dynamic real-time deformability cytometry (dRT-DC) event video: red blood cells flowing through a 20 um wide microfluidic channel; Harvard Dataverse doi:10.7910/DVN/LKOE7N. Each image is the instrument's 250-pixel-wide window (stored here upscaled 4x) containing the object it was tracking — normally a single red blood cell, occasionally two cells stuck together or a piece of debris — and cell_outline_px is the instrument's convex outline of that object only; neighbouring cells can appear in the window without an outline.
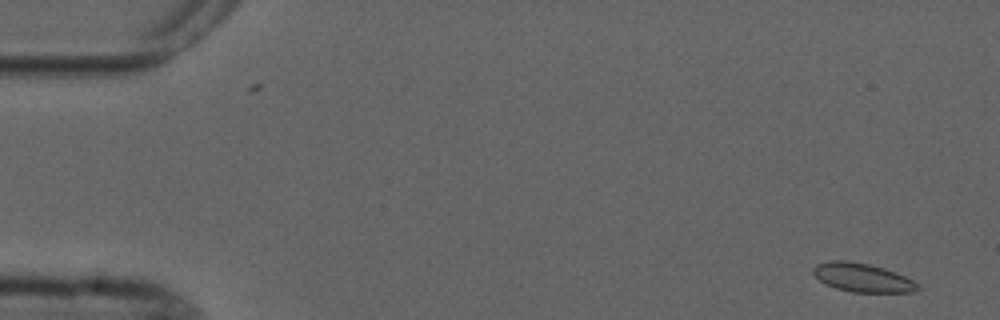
{"species": "common noctule bat (a hibernating species)", "species_latin": "Nyctalus noctula", "temperature_condition": "cold", "stored_images_in_passage": 7, "camera_frame_rate_fps": 3000, "um_per_image_px": 0.085, "animal": {"sex": "male", "forearm_length_mm": 52.5}, "frame": {"image": 1, "passage_image": 1, "time_ms": 0.0, "image_size_px": [1000, 320], "cell_outline_px": [[920, 288], [916, 292], [852, 292], [836, 288], [820, 280], [812, 272], [812, 268], [816, 264], [828, 260], [848, 260], [868, 264], [884, 268], [904, 276], [920, 284]], "centroid_in_image_um": [73.31, 23.59], "position_along_channel_um": 11.7, "area_um2": 17.46}}
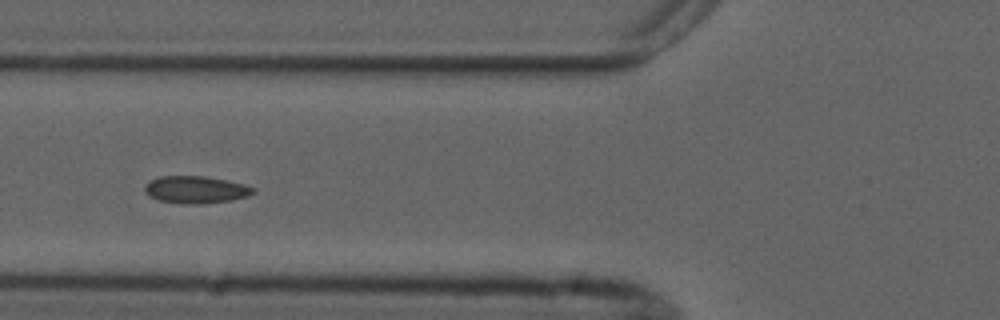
{"frame": {"image": 2, "passage_image": 6, "time_ms": 6.0, "image_size_px": [1000, 320], "cell_outline_px": [[256, 192], [248, 196], [232, 200], [200, 204], [184, 204], [160, 200], [148, 196], [144, 188], [148, 180], [160, 176], [204, 176], [228, 180], [244, 184], [256, 188]], "centroid_in_image_um": [16.66, 16.11], "position_along_channel_um": 109.1, "area_um2": 17.4}}
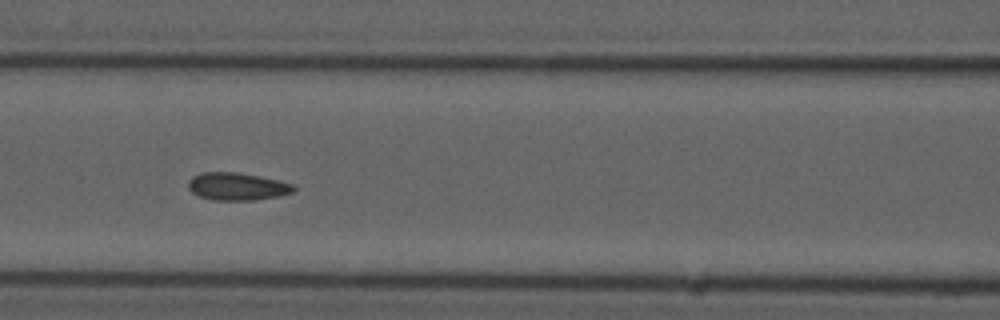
{"frame": {"image": 3, "passage_image": 7, "time_ms": 7.0, "image_size_px": [1000, 320], "cell_outline_px": [[296, 188], [292, 192], [280, 196], [252, 200], [212, 200], [200, 196], [192, 192], [188, 188], [188, 180], [192, 176], [200, 172], [236, 172], [260, 176], [292, 184]], "centroid_in_image_um": [20.12, 15.84], "position_along_channel_um": 146.5, "area_um2": 16.94}}